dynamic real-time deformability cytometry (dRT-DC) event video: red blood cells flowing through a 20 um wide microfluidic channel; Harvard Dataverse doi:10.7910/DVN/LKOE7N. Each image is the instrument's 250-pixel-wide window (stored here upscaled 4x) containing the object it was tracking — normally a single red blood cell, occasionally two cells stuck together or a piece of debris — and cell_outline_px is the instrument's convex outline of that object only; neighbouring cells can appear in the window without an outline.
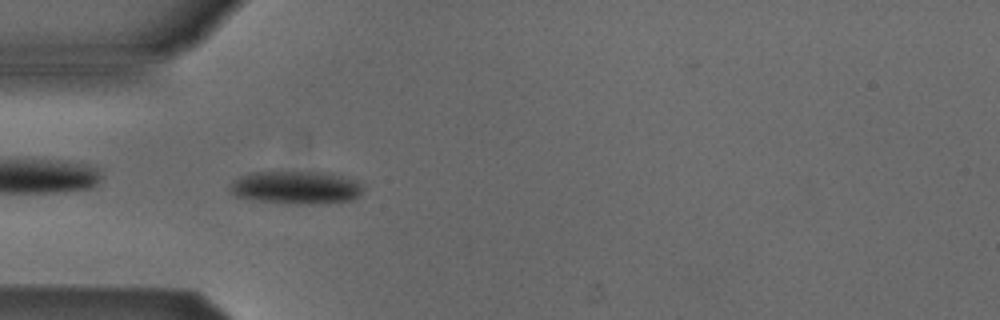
{"species": "Egyptian fruit bat (a non-hibernating species)", "species_latin": "Rousettus aegyptiacus", "temperature_condition": "cold", "stored_images_in_passage": 39, "camera_frame_rate_fps": 3000, "um_per_image_px": 0.085, "animal": {"sex": "male"}, "frame": {"image": 1, "passage_image": 2, "time_ms": 0.333, "image_size_px": [1000, 320], "cell_outline_px": [[364, 188], [360, 196], [352, 200], [324, 204], [292, 204], [256, 200], [236, 196], [228, 188], [232, 180], [240, 176], [252, 172], [328, 172], [356, 180]], "centroid_in_image_um": [25.19, 15.94], "position_along_channel_um": 59.8, "area_um2": 25.89}}
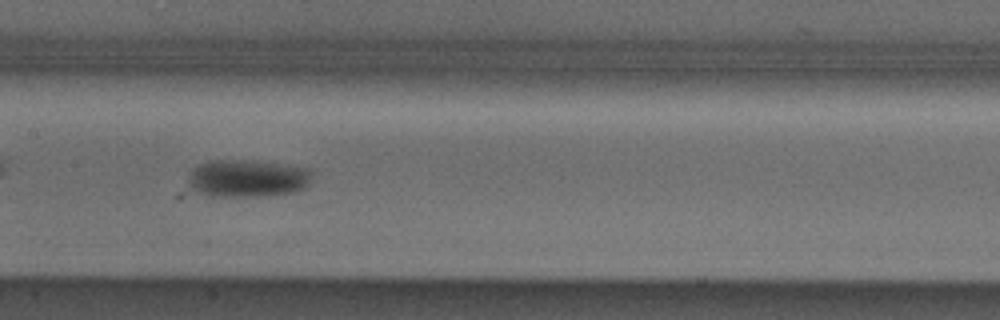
{"frame": {"image": 2, "passage_image": 12, "time_ms": 3.667, "image_size_px": [1000, 320], "cell_outline_px": [[308, 184], [304, 188], [292, 192], [268, 196], [212, 196], [196, 192], [188, 184], [188, 176], [192, 168], [196, 164], [208, 160], [240, 160], [276, 164], [308, 168]], "centroid_in_image_um": [20.91, 15.17], "position_along_channel_um": 186.5, "area_um2": 26.76}}
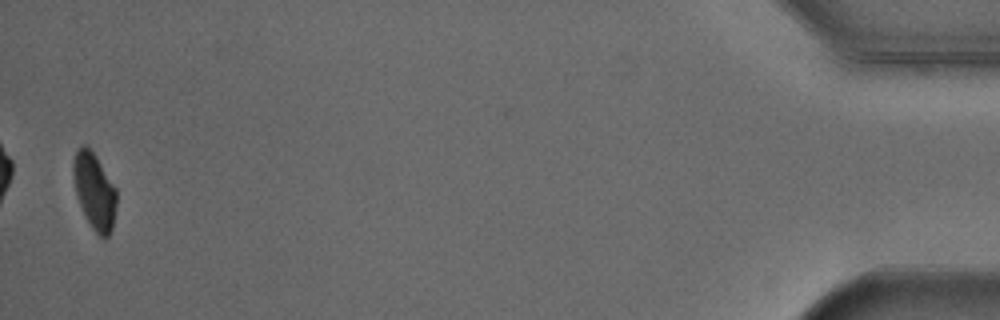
{"frame": {"image": 3, "passage_image": 38, "time_ms": 12.333, "image_size_px": [1000, 320], "cell_outline_px": [[116, 204], [112, 232], [104, 240], [92, 228], [76, 196], [72, 172], [72, 164], [76, 152], [84, 144], [96, 156], [116, 188]], "centroid_in_image_um": [8.03, 16.27], "position_along_channel_um": 427.2, "area_um2": 19.07}, "authors_computed_cell_mechanics": {"area_um2": 24.3338, "velocity_mm_per_s": 3.8802, "shape_relaxation_time_tau1_ms": 5.0265, "shape_relaxation_time_tau2_ms": null, "deformation_change_tau1": 0.1054, "deformation_change_tau2": null}}